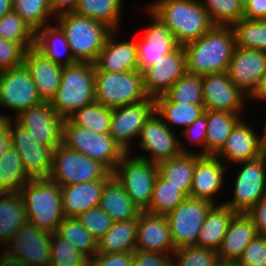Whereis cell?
I'll return each mask as SVG.
<instances>
[{
    "label": "cell",
    "instance_id": "cell-1",
    "mask_svg": "<svg viewBox=\"0 0 266 266\" xmlns=\"http://www.w3.org/2000/svg\"><path fill=\"white\" fill-rule=\"evenodd\" d=\"M235 47L232 26H213L200 38L183 46L187 73L204 76L227 72Z\"/></svg>",
    "mask_w": 266,
    "mask_h": 266
},
{
    "label": "cell",
    "instance_id": "cell-2",
    "mask_svg": "<svg viewBox=\"0 0 266 266\" xmlns=\"http://www.w3.org/2000/svg\"><path fill=\"white\" fill-rule=\"evenodd\" d=\"M144 6L169 28L179 46L197 40L214 26L200 0H154Z\"/></svg>",
    "mask_w": 266,
    "mask_h": 266
},
{
    "label": "cell",
    "instance_id": "cell-3",
    "mask_svg": "<svg viewBox=\"0 0 266 266\" xmlns=\"http://www.w3.org/2000/svg\"><path fill=\"white\" fill-rule=\"evenodd\" d=\"M27 221L49 233L56 232L65 218L61 202V186L49 178L30 179L21 189Z\"/></svg>",
    "mask_w": 266,
    "mask_h": 266
},
{
    "label": "cell",
    "instance_id": "cell-4",
    "mask_svg": "<svg viewBox=\"0 0 266 266\" xmlns=\"http://www.w3.org/2000/svg\"><path fill=\"white\" fill-rule=\"evenodd\" d=\"M55 20L65 33L76 62L95 63L109 34L113 31L102 22L74 12L58 14Z\"/></svg>",
    "mask_w": 266,
    "mask_h": 266
},
{
    "label": "cell",
    "instance_id": "cell-5",
    "mask_svg": "<svg viewBox=\"0 0 266 266\" xmlns=\"http://www.w3.org/2000/svg\"><path fill=\"white\" fill-rule=\"evenodd\" d=\"M95 102V64L76 62L63 66L61 84L51 100L52 108L66 119Z\"/></svg>",
    "mask_w": 266,
    "mask_h": 266
},
{
    "label": "cell",
    "instance_id": "cell-6",
    "mask_svg": "<svg viewBox=\"0 0 266 266\" xmlns=\"http://www.w3.org/2000/svg\"><path fill=\"white\" fill-rule=\"evenodd\" d=\"M143 72L95 71V101L107 108H117L147 99Z\"/></svg>",
    "mask_w": 266,
    "mask_h": 266
},
{
    "label": "cell",
    "instance_id": "cell-7",
    "mask_svg": "<svg viewBox=\"0 0 266 266\" xmlns=\"http://www.w3.org/2000/svg\"><path fill=\"white\" fill-rule=\"evenodd\" d=\"M112 172L101 162L68 149L61 144L54 149L53 166L49 179L60 186L109 180Z\"/></svg>",
    "mask_w": 266,
    "mask_h": 266
},
{
    "label": "cell",
    "instance_id": "cell-8",
    "mask_svg": "<svg viewBox=\"0 0 266 266\" xmlns=\"http://www.w3.org/2000/svg\"><path fill=\"white\" fill-rule=\"evenodd\" d=\"M63 145L101 162L111 172L126 154L109 133H94L75 125L68 118L63 124Z\"/></svg>",
    "mask_w": 266,
    "mask_h": 266
},
{
    "label": "cell",
    "instance_id": "cell-9",
    "mask_svg": "<svg viewBox=\"0 0 266 266\" xmlns=\"http://www.w3.org/2000/svg\"><path fill=\"white\" fill-rule=\"evenodd\" d=\"M112 174L139 209L145 211L150 204L158 176L157 164L126 153Z\"/></svg>",
    "mask_w": 266,
    "mask_h": 266
},
{
    "label": "cell",
    "instance_id": "cell-10",
    "mask_svg": "<svg viewBox=\"0 0 266 266\" xmlns=\"http://www.w3.org/2000/svg\"><path fill=\"white\" fill-rule=\"evenodd\" d=\"M175 130V128L171 130L155 110L147 119L138 137L140 149L147 152L145 154L150 155L147 156L141 153L137 157L159 164L181 153H194L185 148L184 142L182 143L181 140H178L180 138H177L178 135Z\"/></svg>",
    "mask_w": 266,
    "mask_h": 266
},
{
    "label": "cell",
    "instance_id": "cell-11",
    "mask_svg": "<svg viewBox=\"0 0 266 266\" xmlns=\"http://www.w3.org/2000/svg\"><path fill=\"white\" fill-rule=\"evenodd\" d=\"M237 164L242 167L233 176V197L222 203L236 213H246L266 196V152L256 159Z\"/></svg>",
    "mask_w": 266,
    "mask_h": 266
},
{
    "label": "cell",
    "instance_id": "cell-12",
    "mask_svg": "<svg viewBox=\"0 0 266 266\" xmlns=\"http://www.w3.org/2000/svg\"><path fill=\"white\" fill-rule=\"evenodd\" d=\"M213 205L205 199L186 197L166 215L171 239L176 249L197 246L201 226Z\"/></svg>",
    "mask_w": 266,
    "mask_h": 266
},
{
    "label": "cell",
    "instance_id": "cell-13",
    "mask_svg": "<svg viewBox=\"0 0 266 266\" xmlns=\"http://www.w3.org/2000/svg\"><path fill=\"white\" fill-rule=\"evenodd\" d=\"M8 130L11 146L19 153L27 175L31 179L49 178L53 166L54 149L36 142L34 137L13 118L9 121Z\"/></svg>",
    "mask_w": 266,
    "mask_h": 266
},
{
    "label": "cell",
    "instance_id": "cell-14",
    "mask_svg": "<svg viewBox=\"0 0 266 266\" xmlns=\"http://www.w3.org/2000/svg\"><path fill=\"white\" fill-rule=\"evenodd\" d=\"M42 101L24 64L0 71V106L13 111L12 118Z\"/></svg>",
    "mask_w": 266,
    "mask_h": 266
},
{
    "label": "cell",
    "instance_id": "cell-15",
    "mask_svg": "<svg viewBox=\"0 0 266 266\" xmlns=\"http://www.w3.org/2000/svg\"><path fill=\"white\" fill-rule=\"evenodd\" d=\"M13 119L26 129L36 142L53 149L63 144L65 119L52 108L51 102L42 101L21 111Z\"/></svg>",
    "mask_w": 266,
    "mask_h": 266
},
{
    "label": "cell",
    "instance_id": "cell-16",
    "mask_svg": "<svg viewBox=\"0 0 266 266\" xmlns=\"http://www.w3.org/2000/svg\"><path fill=\"white\" fill-rule=\"evenodd\" d=\"M154 111L155 99L151 97L113 108L109 134L126 153H131L133 138L136 140L139 137L142 127Z\"/></svg>",
    "mask_w": 266,
    "mask_h": 266
},
{
    "label": "cell",
    "instance_id": "cell-17",
    "mask_svg": "<svg viewBox=\"0 0 266 266\" xmlns=\"http://www.w3.org/2000/svg\"><path fill=\"white\" fill-rule=\"evenodd\" d=\"M145 9L150 22L143 29L142 36L136 38L138 67L141 72L165 55L172 53L179 46L169 28L146 6Z\"/></svg>",
    "mask_w": 266,
    "mask_h": 266
},
{
    "label": "cell",
    "instance_id": "cell-18",
    "mask_svg": "<svg viewBox=\"0 0 266 266\" xmlns=\"http://www.w3.org/2000/svg\"><path fill=\"white\" fill-rule=\"evenodd\" d=\"M246 121V122H245ZM244 118L235 126L223 148L215 155L228 164L256 159L266 152V121L262 135L255 132Z\"/></svg>",
    "mask_w": 266,
    "mask_h": 266
},
{
    "label": "cell",
    "instance_id": "cell-19",
    "mask_svg": "<svg viewBox=\"0 0 266 266\" xmlns=\"http://www.w3.org/2000/svg\"><path fill=\"white\" fill-rule=\"evenodd\" d=\"M51 233L27 222L21 226L3 248L19 257L28 266H49L51 259Z\"/></svg>",
    "mask_w": 266,
    "mask_h": 266
},
{
    "label": "cell",
    "instance_id": "cell-20",
    "mask_svg": "<svg viewBox=\"0 0 266 266\" xmlns=\"http://www.w3.org/2000/svg\"><path fill=\"white\" fill-rule=\"evenodd\" d=\"M202 86L205 110L242 114L245 101H250L228 77L227 72L202 76Z\"/></svg>",
    "mask_w": 266,
    "mask_h": 266
},
{
    "label": "cell",
    "instance_id": "cell-21",
    "mask_svg": "<svg viewBox=\"0 0 266 266\" xmlns=\"http://www.w3.org/2000/svg\"><path fill=\"white\" fill-rule=\"evenodd\" d=\"M265 72V51L235 47L228 65L227 75L248 97L256 90Z\"/></svg>",
    "mask_w": 266,
    "mask_h": 266
},
{
    "label": "cell",
    "instance_id": "cell-22",
    "mask_svg": "<svg viewBox=\"0 0 266 266\" xmlns=\"http://www.w3.org/2000/svg\"><path fill=\"white\" fill-rule=\"evenodd\" d=\"M186 72V53L183 46H178L172 53L143 71L147 96L156 99L165 95L174 82Z\"/></svg>",
    "mask_w": 266,
    "mask_h": 266
},
{
    "label": "cell",
    "instance_id": "cell-23",
    "mask_svg": "<svg viewBox=\"0 0 266 266\" xmlns=\"http://www.w3.org/2000/svg\"><path fill=\"white\" fill-rule=\"evenodd\" d=\"M228 165L215 156H202L194 167L190 196L217 204L216 197L224 188Z\"/></svg>",
    "mask_w": 266,
    "mask_h": 266
},
{
    "label": "cell",
    "instance_id": "cell-24",
    "mask_svg": "<svg viewBox=\"0 0 266 266\" xmlns=\"http://www.w3.org/2000/svg\"><path fill=\"white\" fill-rule=\"evenodd\" d=\"M137 251L173 254L176 250L166 215L141 211L137 225Z\"/></svg>",
    "mask_w": 266,
    "mask_h": 266
},
{
    "label": "cell",
    "instance_id": "cell-25",
    "mask_svg": "<svg viewBox=\"0 0 266 266\" xmlns=\"http://www.w3.org/2000/svg\"><path fill=\"white\" fill-rule=\"evenodd\" d=\"M117 32L113 30L98 55L95 71L125 72L138 70V53L136 38L117 40Z\"/></svg>",
    "mask_w": 266,
    "mask_h": 266
},
{
    "label": "cell",
    "instance_id": "cell-26",
    "mask_svg": "<svg viewBox=\"0 0 266 266\" xmlns=\"http://www.w3.org/2000/svg\"><path fill=\"white\" fill-rule=\"evenodd\" d=\"M23 64L28 69L40 98L51 102L61 84L63 66L46 58L35 47L26 50Z\"/></svg>",
    "mask_w": 266,
    "mask_h": 266
},
{
    "label": "cell",
    "instance_id": "cell-27",
    "mask_svg": "<svg viewBox=\"0 0 266 266\" xmlns=\"http://www.w3.org/2000/svg\"><path fill=\"white\" fill-rule=\"evenodd\" d=\"M257 235L252 219L246 213H236L217 250L220 263H236L244 249Z\"/></svg>",
    "mask_w": 266,
    "mask_h": 266
},
{
    "label": "cell",
    "instance_id": "cell-28",
    "mask_svg": "<svg viewBox=\"0 0 266 266\" xmlns=\"http://www.w3.org/2000/svg\"><path fill=\"white\" fill-rule=\"evenodd\" d=\"M108 180L61 186L64 217L77 218L87 210L99 206L103 188Z\"/></svg>",
    "mask_w": 266,
    "mask_h": 266
},
{
    "label": "cell",
    "instance_id": "cell-29",
    "mask_svg": "<svg viewBox=\"0 0 266 266\" xmlns=\"http://www.w3.org/2000/svg\"><path fill=\"white\" fill-rule=\"evenodd\" d=\"M99 207L103 209L113 222L139 218L141 210L125 192L123 186L112 176L105 184Z\"/></svg>",
    "mask_w": 266,
    "mask_h": 266
},
{
    "label": "cell",
    "instance_id": "cell-30",
    "mask_svg": "<svg viewBox=\"0 0 266 266\" xmlns=\"http://www.w3.org/2000/svg\"><path fill=\"white\" fill-rule=\"evenodd\" d=\"M27 222L21 194L19 192H0V249H3L17 230Z\"/></svg>",
    "mask_w": 266,
    "mask_h": 266
},
{
    "label": "cell",
    "instance_id": "cell-31",
    "mask_svg": "<svg viewBox=\"0 0 266 266\" xmlns=\"http://www.w3.org/2000/svg\"><path fill=\"white\" fill-rule=\"evenodd\" d=\"M35 48L46 58L62 66L76 63L65 33L55 23L39 28L35 35Z\"/></svg>",
    "mask_w": 266,
    "mask_h": 266
},
{
    "label": "cell",
    "instance_id": "cell-32",
    "mask_svg": "<svg viewBox=\"0 0 266 266\" xmlns=\"http://www.w3.org/2000/svg\"><path fill=\"white\" fill-rule=\"evenodd\" d=\"M197 153H181L157 164L158 175L170 185L179 187L187 197L190 196L195 163L202 157Z\"/></svg>",
    "mask_w": 266,
    "mask_h": 266
},
{
    "label": "cell",
    "instance_id": "cell-33",
    "mask_svg": "<svg viewBox=\"0 0 266 266\" xmlns=\"http://www.w3.org/2000/svg\"><path fill=\"white\" fill-rule=\"evenodd\" d=\"M236 212L224 203L214 204L201 226L197 246L218 250Z\"/></svg>",
    "mask_w": 266,
    "mask_h": 266
},
{
    "label": "cell",
    "instance_id": "cell-34",
    "mask_svg": "<svg viewBox=\"0 0 266 266\" xmlns=\"http://www.w3.org/2000/svg\"><path fill=\"white\" fill-rule=\"evenodd\" d=\"M244 114L207 110L206 156H215Z\"/></svg>",
    "mask_w": 266,
    "mask_h": 266
},
{
    "label": "cell",
    "instance_id": "cell-35",
    "mask_svg": "<svg viewBox=\"0 0 266 266\" xmlns=\"http://www.w3.org/2000/svg\"><path fill=\"white\" fill-rule=\"evenodd\" d=\"M138 218L113 222L98 241L97 253L133 252L136 248Z\"/></svg>",
    "mask_w": 266,
    "mask_h": 266
},
{
    "label": "cell",
    "instance_id": "cell-36",
    "mask_svg": "<svg viewBox=\"0 0 266 266\" xmlns=\"http://www.w3.org/2000/svg\"><path fill=\"white\" fill-rule=\"evenodd\" d=\"M123 3L124 0H79L73 12L102 22L112 30L120 31Z\"/></svg>",
    "mask_w": 266,
    "mask_h": 266
},
{
    "label": "cell",
    "instance_id": "cell-37",
    "mask_svg": "<svg viewBox=\"0 0 266 266\" xmlns=\"http://www.w3.org/2000/svg\"><path fill=\"white\" fill-rule=\"evenodd\" d=\"M155 102L204 105L202 76L186 72L174 82L165 95L156 98Z\"/></svg>",
    "mask_w": 266,
    "mask_h": 266
},
{
    "label": "cell",
    "instance_id": "cell-38",
    "mask_svg": "<svg viewBox=\"0 0 266 266\" xmlns=\"http://www.w3.org/2000/svg\"><path fill=\"white\" fill-rule=\"evenodd\" d=\"M30 179L22 166L19 153L10 146L0 157V192H20Z\"/></svg>",
    "mask_w": 266,
    "mask_h": 266
},
{
    "label": "cell",
    "instance_id": "cell-39",
    "mask_svg": "<svg viewBox=\"0 0 266 266\" xmlns=\"http://www.w3.org/2000/svg\"><path fill=\"white\" fill-rule=\"evenodd\" d=\"M56 233L89 260L96 255L98 249L97 240L77 218L65 217L59 224Z\"/></svg>",
    "mask_w": 266,
    "mask_h": 266
},
{
    "label": "cell",
    "instance_id": "cell-40",
    "mask_svg": "<svg viewBox=\"0 0 266 266\" xmlns=\"http://www.w3.org/2000/svg\"><path fill=\"white\" fill-rule=\"evenodd\" d=\"M155 110L171 130L175 126L185 129L205 112L204 105L176 102H155Z\"/></svg>",
    "mask_w": 266,
    "mask_h": 266
},
{
    "label": "cell",
    "instance_id": "cell-41",
    "mask_svg": "<svg viewBox=\"0 0 266 266\" xmlns=\"http://www.w3.org/2000/svg\"><path fill=\"white\" fill-rule=\"evenodd\" d=\"M111 117L112 109L95 101L75 111L68 119L79 127L105 134L109 133Z\"/></svg>",
    "mask_w": 266,
    "mask_h": 266
},
{
    "label": "cell",
    "instance_id": "cell-42",
    "mask_svg": "<svg viewBox=\"0 0 266 266\" xmlns=\"http://www.w3.org/2000/svg\"><path fill=\"white\" fill-rule=\"evenodd\" d=\"M187 196L179 187L170 185L169 182L157 176L153 194L148 208L145 210L153 214L167 215L175 209Z\"/></svg>",
    "mask_w": 266,
    "mask_h": 266
},
{
    "label": "cell",
    "instance_id": "cell-43",
    "mask_svg": "<svg viewBox=\"0 0 266 266\" xmlns=\"http://www.w3.org/2000/svg\"><path fill=\"white\" fill-rule=\"evenodd\" d=\"M237 47L266 52V20L242 18L232 26Z\"/></svg>",
    "mask_w": 266,
    "mask_h": 266
},
{
    "label": "cell",
    "instance_id": "cell-44",
    "mask_svg": "<svg viewBox=\"0 0 266 266\" xmlns=\"http://www.w3.org/2000/svg\"><path fill=\"white\" fill-rule=\"evenodd\" d=\"M13 10L21 16L35 31L55 19L49 0H13Z\"/></svg>",
    "mask_w": 266,
    "mask_h": 266
},
{
    "label": "cell",
    "instance_id": "cell-45",
    "mask_svg": "<svg viewBox=\"0 0 266 266\" xmlns=\"http://www.w3.org/2000/svg\"><path fill=\"white\" fill-rule=\"evenodd\" d=\"M214 26H233L243 18L238 0H200Z\"/></svg>",
    "mask_w": 266,
    "mask_h": 266
},
{
    "label": "cell",
    "instance_id": "cell-46",
    "mask_svg": "<svg viewBox=\"0 0 266 266\" xmlns=\"http://www.w3.org/2000/svg\"><path fill=\"white\" fill-rule=\"evenodd\" d=\"M36 31L14 10L0 18V38L15 43H35Z\"/></svg>",
    "mask_w": 266,
    "mask_h": 266
},
{
    "label": "cell",
    "instance_id": "cell-47",
    "mask_svg": "<svg viewBox=\"0 0 266 266\" xmlns=\"http://www.w3.org/2000/svg\"><path fill=\"white\" fill-rule=\"evenodd\" d=\"M49 266H89V259L56 232L51 233Z\"/></svg>",
    "mask_w": 266,
    "mask_h": 266
},
{
    "label": "cell",
    "instance_id": "cell-48",
    "mask_svg": "<svg viewBox=\"0 0 266 266\" xmlns=\"http://www.w3.org/2000/svg\"><path fill=\"white\" fill-rule=\"evenodd\" d=\"M175 258L177 259L175 261ZM218 253L214 249L186 246L173 253V266H219Z\"/></svg>",
    "mask_w": 266,
    "mask_h": 266
},
{
    "label": "cell",
    "instance_id": "cell-49",
    "mask_svg": "<svg viewBox=\"0 0 266 266\" xmlns=\"http://www.w3.org/2000/svg\"><path fill=\"white\" fill-rule=\"evenodd\" d=\"M79 222L97 240L103 237L107 230L112 226V218L99 206L87 210L77 217Z\"/></svg>",
    "mask_w": 266,
    "mask_h": 266
},
{
    "label": "cell",
    "instance_id": "cell-50",
    "mask_svg": "<svg viewBox=\"0 0 266 266\" xmlns=\"http://www.w3.org/2000/svg\"><path fill=\"white\" fill-rule=\"evenodd\" d=\"M33 47L35 43H15L0 38V71L22 65L26 50Z\"/></svg>",
    "mask_w": 266,
    "mask_h": 266
},
{
    "label": "cell",
    "instance_id": "cell-51",
    "mask_svg": "<svg viewBox=\"0 0 266 266\" xmlns=\"http://www.w3.org/2000/svg\"><path fill=\"white\" fill-rule=\"evenodd\" d=\"M237 266H266V237L257 235L244 249Z\"/></svg>",
    "mask_w": 266,
    "mask_h": 266
},
{
    "label": "cell",
    "instance_id": "cell-52",
    "mask_svg": "<svg viewBox=\"0 0 266 266\" xmlns=\"http://www.w3.org/2000/svg\"><path fill=\"white\" fill-rule=\"evenodd\" d=\"M206 131H207V110L204 114L197 118L191 125L187 126L185 129H181L179 132L180 137H184L191 142V145L195 144L200 147L201 152L199 155L206 156Z\"/></svg>",
    "mask_w": 266,
    "mask_h": 266
},
{
    "label": "cell",
    "instance_id": "cell-53",
    "mask_svg": "<svg viewBox=\"0 0 266 266\" xmlns=\"http://www.w3.org/2000/svg\"><path fill=\"white\" fill-rule=\"evenodd\" d=\"M132 266H173V254L134 250Z\"/></svg>",
    "mask_w": 266,
    "mask_h": 266
},
{
    "label": "cell",
    "instance_id": "cell-54",
    "mask_svg": "<svg viewBox=\"0 0 266 266\" xmlns=\"http://www.w3.org/2000/svg\"><path fill=\"white\" fill-rule=\"evenodd\" d=\"M133 252L96 253L89 260V266H132Z\"/></svg>",
    "mask_w": 266,
    "mask_h": 266
},
{
    "label": "cell",
    "instance_id": "cell-55",
    "mask_svg": "<svg viewBox=\"0 0 266 266\" xmlns=\"http://www.w3.org/2000/svg\"><path fill=\"white\" fill-rule=\"evenodd\" d=\"M246 214L252 219L258 235L266 237V198L257 202Z\"/></svg>",
    "mask_w": 266,
    "mask_h": 266
},
{
    "label": "cell",
    "instance_id": "cell-56",
    "mask_svg": "<svg viewBox=\"0 0 266 266\" xmlns=\"http://www.w3.org/2000/svg\"><path fill=\"white\" fill-rule=\"evenodd\" d=\"M243 18L250 20L266 19V0H250L243 8Z\"/></svg>",
    "mask_w": 266,
    "mask_h": 266
},
{
    "label": "cell",
    "instance_id": "cell-57",
    "mask_svg": "<svg viewBox=\"0 0 266 266\" xmlns=\"http://www.w3.org/2000/svg\"><path fill=\"white\" fill-rule=\"evenodd\" d=\"M54 15L73 12L79 0H49Z\"/></svg>",
    "mask_w": 266,
    "mask_h": 266
},
{
    "label": "cell",
    "instance_id": "cell-58",
    "mask_svg": "<svg viewBox=\"0 0 266 266\" xmlns=\"http://www.w3.org/2000/svg\"><path fill=\"white\" fill-rule=\"evenodd\" d=\"M0 266H28L19 257L10 255L5 249H0Z\"/></svg>",
    "mask_w": 266,
    "mask_h": 266
},
{
    "label": "cell",
    "instance_id": "cell-59",
    "mask_svg": "<svg viewBox=\"0 0 266 266\" xmlns=\"http://www.w3.org/2000/svg\"><path fill=\"white\" fill-rule=\"evenodd\" d=\"M250 100H257L255 101L258 102H265L266 101V72L265 74L261 77L260 83L257 86L256 90L252 93V95L249 97Z\"/></svg>",
    "mask_w": 266,
    "mask_h": 266
},
{
    "label": "cell",
    "instance_id": "cell-60",
    "mask_svg": "<svg viewBox=\"0 0 266 266\" xmlns=\"http://www.w3.org/2000/svg\"><path fill=\"white\" fill-rule=\"evenodd\" d=\"M11 146V137L8 128L0 133V157L9 149Z\"/></svg>",
    "mask_w": 266,
    "mask_h": 266
},
{
    "label": "cell",
    "instance_id": "cell-61",
    "mask_svg": "<svg viewBox=\"0 0 266 266\" xmlns=\"http://www.w3.org/2000/svg\"><path fill=\"white\" fill-rule=\"evenodd\" d=\"M13 10V0H0V18Z\"/></svg>",
    "mask_w": 266,
    "mask_h": 266
},
{
    "label": "cell",
    "instance_id": "cell-62",
    "mask_svg": "<svg viewBox=\"0 0 266 266\" xmlns=\"http://www.w3.org/2000/svg\"><path fill=\"white\" fill-rule=\"evenodd\" d=\"M12 119V115H5L0 113V133L4 132L8 128L9 121Z\"/></svg>",
    "mask_w": 266,
    "mask_h": 266
},
{
    "label": "cell",
    "instance_id": "cell-63",
    "mask_svg": "<svg viewBox=\"0 0 266 266\" xmlns=\"http://www.w3.org/2000/svg\"><path fill=\"white\" fill-rule=\"evenodd\" d=\"M238 2L244 8L250 2V0H238Z\"/></svg>",
    "mask_w": 266,
    "mask_h": 266
},
{
    "label": "cell",
    "instance_id": "cell-64",
    "mask_svg": "<svg viewBox=\"0 0 266 266\" xmlns=\"http://www.w3.org/2000/svg\"><path fill=\"white\" fill-rule=\"evenodd\" d=\"M219 266H237L235 263H220Z\"/></svg>",
    "mask_w": 266,
    "mask_h": 266
}]
</instances>
